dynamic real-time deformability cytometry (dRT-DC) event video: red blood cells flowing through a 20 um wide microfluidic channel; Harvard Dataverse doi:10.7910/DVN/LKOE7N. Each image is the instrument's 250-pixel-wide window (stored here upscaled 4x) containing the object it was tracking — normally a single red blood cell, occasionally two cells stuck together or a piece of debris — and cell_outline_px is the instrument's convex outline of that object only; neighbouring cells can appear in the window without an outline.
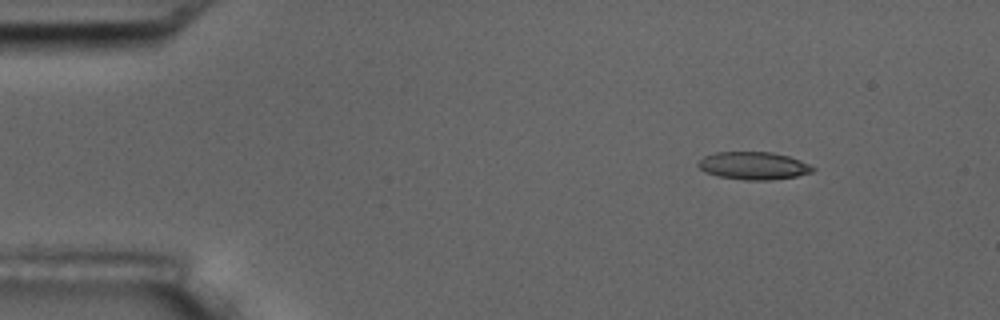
{"species": "common noctule bat (a hibernating species)", "species_latin": "Nyctalus noctula", "temperature_condition": "room temperature", "stored_images_in_passage": 3, "camera_frame_rate_fps": 3000, "um_per_image_px": 0.085, "animal": {"sex": "male", "body_mass_g": 17.5, "forearm_length_mm": 52.3}, "frame": {"image": 1, "passage_image": 1, "time_ms": 0.0, "image_size_px": [1000, 320], "cell_outline_px": [[816, 168], [812, 172], [796, 176], [772, 180], [744, 180], [716, 176], [704, 172], [696, 164], [704, 156], [716, 152], [772, 152], [788, 156], [800, 160]], "centroid_in_image_um": [64.03, 14.09], "position_along_channel_um": 21.0, "area_um2": 18.55}}
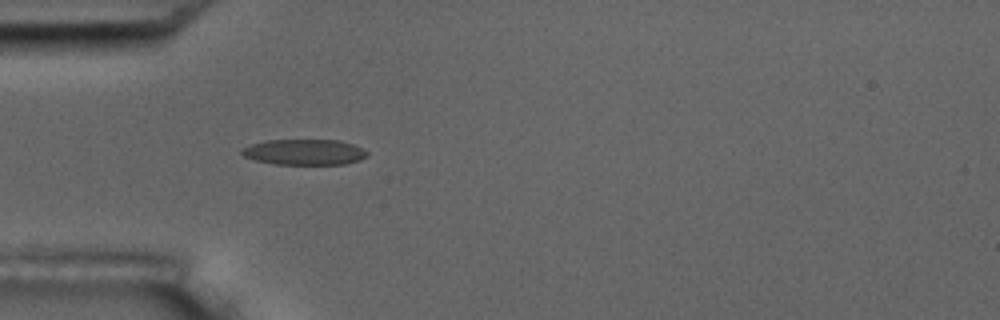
{"frame": {"image": 2, "passage_image": 3, "time_ms": 3.333, "image_size_px": [1000, 320], "cell_outline_px": [[368, 156], [360, 160], [344, 164], [276, 164], [256, 160], [244, 156], [240, 152], [240, 148], [252, 144], [268, 140], [340, 140], [352, 144], [368, 152]], "centroid_in_image_um": [25.87, 12.92], "position_along_channel_um": 59.1, "area_um2": 18.67}}